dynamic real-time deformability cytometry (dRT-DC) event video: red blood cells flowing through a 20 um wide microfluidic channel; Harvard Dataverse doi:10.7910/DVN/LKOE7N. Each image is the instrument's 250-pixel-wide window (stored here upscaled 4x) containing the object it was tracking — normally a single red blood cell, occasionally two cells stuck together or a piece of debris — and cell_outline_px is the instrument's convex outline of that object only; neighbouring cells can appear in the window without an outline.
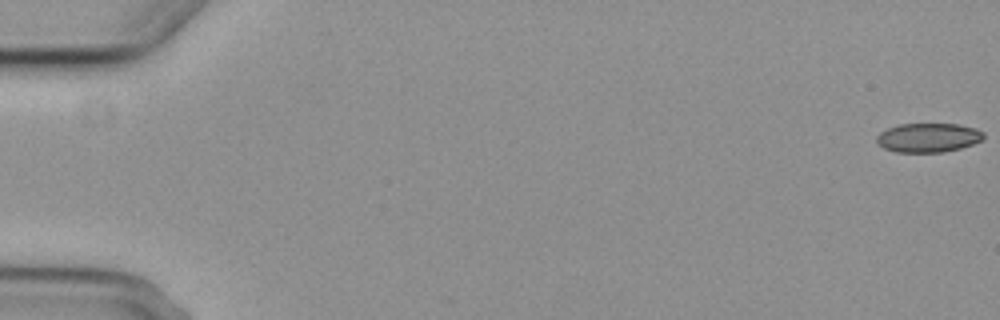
{"species": "common noctule bat (a hibernating species)", "species_latin": "Nyctalus noctula", "temperature_condition": "cold", "stored_images_in_passage": 4, "camera_frame_rate_fps": 3000, "um_per_image_px": 0.085, "animal": {"sex": "female", "body_mass_g": 29.2, "forearm_length_mm": 56.3}, "frame": {"image": 1, "passage_image": 1, "time_ms": 0.0, "image_size_px": [1000, 320], "cell_outline_px": [[984, 140], [960, 148], [944, 152], [896, 152], [884, 148], [876, 144], [876, 136], [880, 132], [888, 128], [900, 124], [960, 124], [976, 128], [984, 132]], "centroid_in_image_um": [78.91, 11.7], "position_along_channel_um": 6.1, "area_um2": 18.32}}
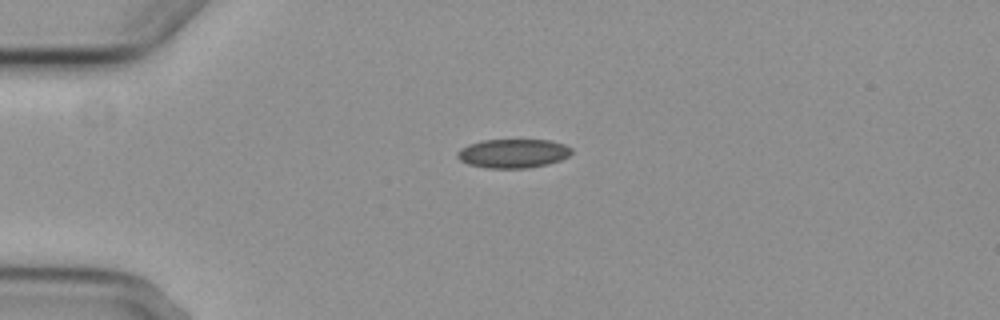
{"frame": {"image": 2, "passage_image": 4, "time_ms": 4.667, "image_size_px": [1000, 320], "cell_outline_px": [[572, 152], [568, 156], [560, 160], [548, 164], [528, 168], [488, 168], [468, 164], [460, 160], [456, 156], [456, 152], [460, 148], [468, 144], [484, 140], [552, 140], [564, 144], [572, 148]], "centroid_in_image_um": [43.6, 13.04], "position_along_channel_um": 41.4, "area_um2": 19.36}}